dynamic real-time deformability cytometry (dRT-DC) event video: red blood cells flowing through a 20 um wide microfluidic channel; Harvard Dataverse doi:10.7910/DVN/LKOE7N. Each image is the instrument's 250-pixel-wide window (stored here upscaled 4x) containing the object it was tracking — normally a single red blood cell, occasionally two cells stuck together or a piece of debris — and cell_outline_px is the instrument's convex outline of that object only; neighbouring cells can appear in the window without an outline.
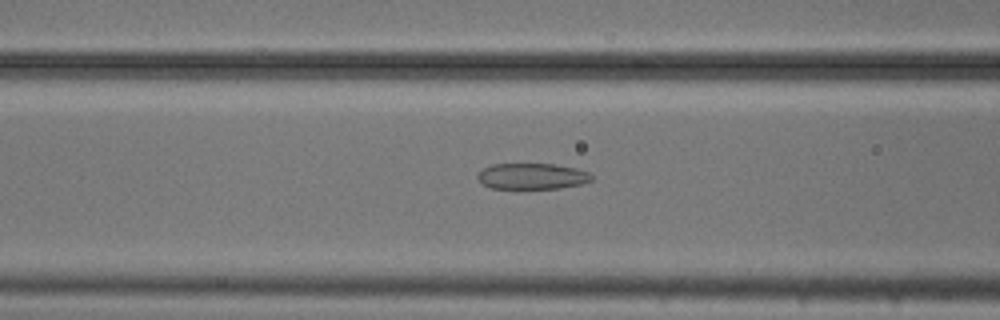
{"species": "common noctule bat (a hibernating species)", "species_latin": "Nyctalus noctula", "temperature_condition": "cold", "stored_images_in_passage": 44, "camera_frame_rate_fps": 3000, "um_per_image_px": 0.085, "animal": {"sex": "male", "body_mass_g": 20.5, "forearm_length_mm": 52.5}, "frame": {"image": 1, "passage_image": 20, "time_ms": 6.333, "image_size_px": [1000, 320], "cell_outline_px": [[592, 180], [580, 184], [560, 188], [492, 188], [484, 184], [476, 176], [484, 168], [492, 164], [552, 164], [576, 168], [588, 172], [592, 176]], "centroid_in_image_um": [45.24, 14.97], "position_along_channel_um": 121.4, "area_um2": 16.99}}
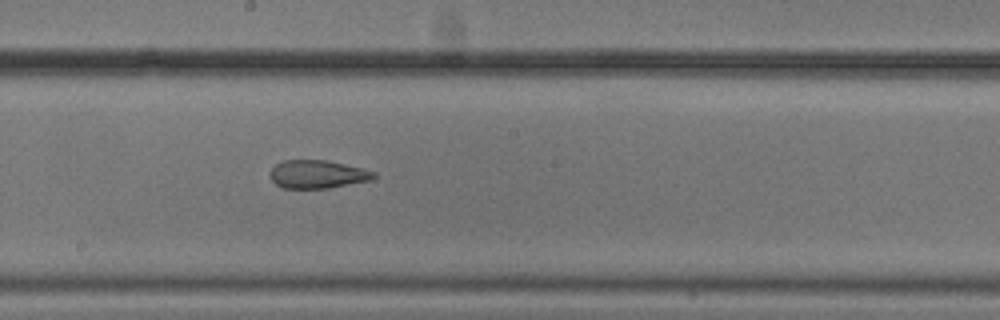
{"frame": {"image": 2, "passage_image": 28, "time_ms": 9.0, "image_size_px": [1000, 320], "cell_outline_px": [[376, 176], [372, 180], [328, 188], [284, 188], [276, 184], [272, 180], [272, 168], [276, 164], [284, 160], [324, 160], [344, 164], [376, 172]], "centroid_in_image_um": [27.01, 14.81], "position_along_channel_um": 221.2, "area_um2": 16.76}}
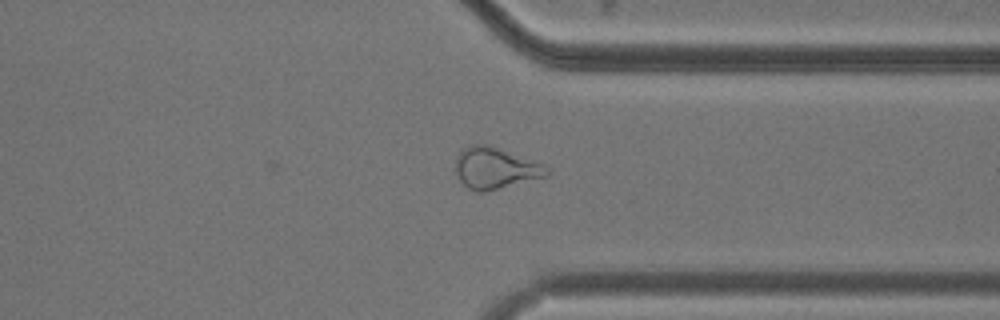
{"frame": {"image": 3, "passage_image": 40, "time_ms": 13.0, "image_size_px": [1000, 320], "cell_outline_px": [[552, 172], [548, 176], [484, 192], [476, 192], [468, 188], [460, 180], [456, 172], [456, 156], [460, 148], [468, 144], [488, 144], [544, 164]], "centroid_in_image_um": [42.09, 14.27], "position_along_channel_um": 369.3, "area_um2": 22.25}, "authors_computed_cell_mechanics": {"area_um2": 19.9121, "velocity_mm_per_s": 3.7342, "shape_relaxation_time_tau1_ms": null, "shape_relaxation_time_tau2_ms": 1.7757, "deformation_change_tau1": null, "deformation_change_tau2": 0.0865}}